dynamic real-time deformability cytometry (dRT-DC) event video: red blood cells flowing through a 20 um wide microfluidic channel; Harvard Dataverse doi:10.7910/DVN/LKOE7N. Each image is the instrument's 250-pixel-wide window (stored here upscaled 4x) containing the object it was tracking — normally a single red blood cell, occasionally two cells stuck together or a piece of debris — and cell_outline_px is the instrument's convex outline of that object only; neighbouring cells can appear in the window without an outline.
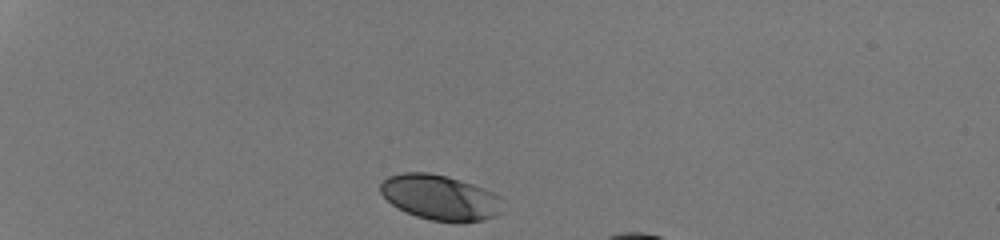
{"species": "human", "species_latin": "Homo sapiens", "temperature_condition": "room temperature", "stored_images_in_passage": 31, "camera_frame_rate_fps": 3000, "um_per_image_px": 0.085, "donor": {"sex": "male"}, "frame": {"image": 1, "passage_image": 1, "time_ms": 0.0, "image_size_px": [1000, 240], "cell_outline_px": [[500, 212], [496, 216], [480, 220], [432, 220], [416, 216], [392, 204], [380, 192], [380, 184], [388, 176], [404, 172], [428, 172], [448, 176], [472, 184], [492, 192], [500, 196]], "centroid_in_image_um": [37.37, 16.74], "position_along_channel_um": 47.6, "area_um2": 31.39}}
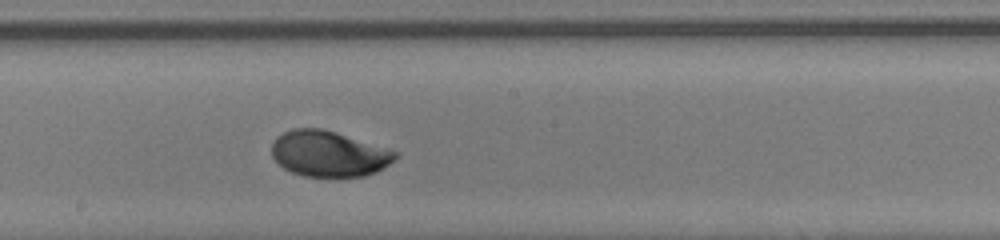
{"frame": {"image": 2, "passage_image": 18, "time_ms": 5.667, "image_size_px": [1000, 240], "cell_outline_px": [[400, 156], [376, 172], [364, 176], [304, 176], [292, 172], [284, 168], [272, 156], [272, 144], [276, 136], [292, 128], [324, 128], [400, 152]], "centroid_in_image_um": [27.96, 13.05], "position_along_channel_um": 220.2, "area_um2": 33.0}}
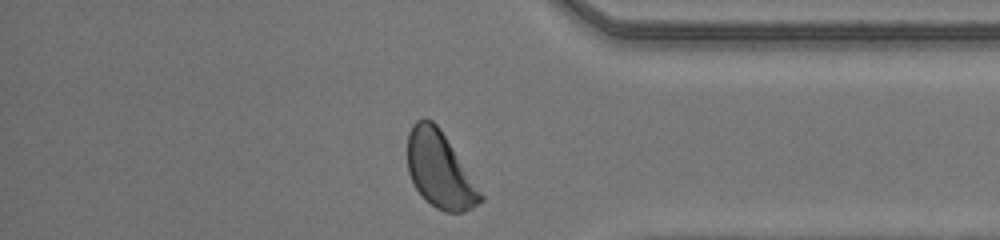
{"frame": {"image": 3, "passage_image": 31, "time_ms": 10.0, "image_size_px": [1000, 240], "cell_outline_px": [[484, 200], [472, 208], [464, 212], [448, 212], [436, 208], [412, 184], [408, 172], [408, 132], [412, 124], [416, 120], [424, 116], [432, 120], [440, 128], [484, 196]], "centroid_in_image_um": [37.37, 14.41], "position_along_channel_um": 397.8, "area_um2": 32.14}, "authors_computed_cell_mechanics": {"area_um2": 32.5992, "velocity_mm_per_s": 4.2218, "shape_relaxation_time_tau1_ms": 2.307, "shape_relaxation_time_tau2_ms": null, "deformation_change_tau1": 0.1418, "deformation_change_tau2": null}}